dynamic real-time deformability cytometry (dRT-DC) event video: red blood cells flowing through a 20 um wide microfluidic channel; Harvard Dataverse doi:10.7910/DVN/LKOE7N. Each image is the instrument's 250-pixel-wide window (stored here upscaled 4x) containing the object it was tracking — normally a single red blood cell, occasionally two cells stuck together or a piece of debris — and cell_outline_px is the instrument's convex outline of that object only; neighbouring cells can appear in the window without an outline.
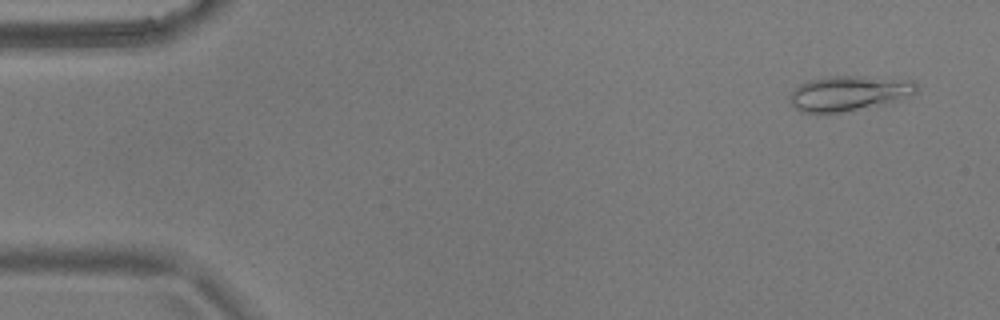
{"species": "common noctule bat (a hibernating species)", "species_latin": "Nyctalus noctula", "temperature_condition": "warm", "stored_images_in_passage": 54, "camera_frame_rate_fps": 3000, "um_per_image_px": 0.085, "animal": {"sex": "male", "body_mass_g": 17.9}, "frame": {"image": 1, "passage_image": 3, "time_ms": 0.667, "image_size_px": [1000, 320], "cell_outline_px": [[916, 92], [896, 100], [884, 104], [840, 112], [800, 112], [792, 104], [788, 96], [800, 84], [808, 80], [828, 76], [864, 76], [912, 80], [916, 84]], "centroid_in_image_um": [72.12, 7.91], "position_along_channel_um": 12.9, "area_um2": 25.55}}
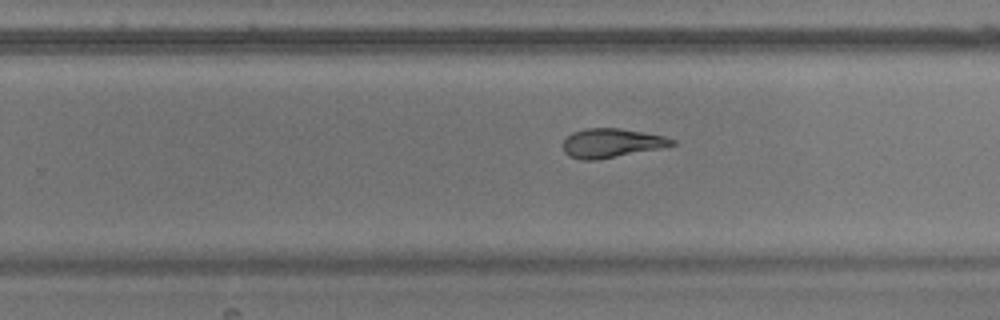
{"frame": {"image": 2, "passage_image": 34, "time_ms": 11.0, "image_size_px": [1000, 320], "cell_outline_px": [[676, 144], [660, 148], [596, 160], [580, 160], [568, 156], [564, 152], [564, 140], [572, 132], [584, 128], [620, 128], [644, 132], [664, 136], [676, 140]], "centroid_in_image_um": [51.96, 12.15], "position_along_channel_um": 277.8, "area_um2": 18.44}}
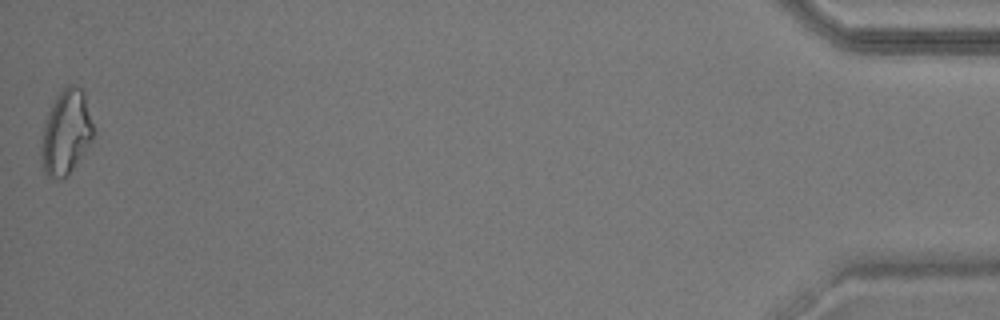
{"frame": {"image": 3, "passage_image": 54, "time_ms": 17.667, "image_size_px": [1000, 320], "cell_outline_px": [[96, 132], [92, 140], [68, 176], [60, 180], [48, 176], [44, 172], [40, 152], [40, 148], [44, 120], [56, 96], [68, 84], [72, 84], [80, 88], [84, 92]], "centroid_in_image_um": [5.62, 11.26], "position_along_channel_um": 429.6, "area_um2": 26.01}, "authors_computed_cell_mechanics": {"area_um2": 20.3456, "velocity_mm_per_s": 3.6784, "shape_relaxation_time_tau1_ms": null, "shape_relaxation_time_tau2_ms": 2.7854, "deformation_change_tau1": null, "deformation_change_tau2": 0.1003}}